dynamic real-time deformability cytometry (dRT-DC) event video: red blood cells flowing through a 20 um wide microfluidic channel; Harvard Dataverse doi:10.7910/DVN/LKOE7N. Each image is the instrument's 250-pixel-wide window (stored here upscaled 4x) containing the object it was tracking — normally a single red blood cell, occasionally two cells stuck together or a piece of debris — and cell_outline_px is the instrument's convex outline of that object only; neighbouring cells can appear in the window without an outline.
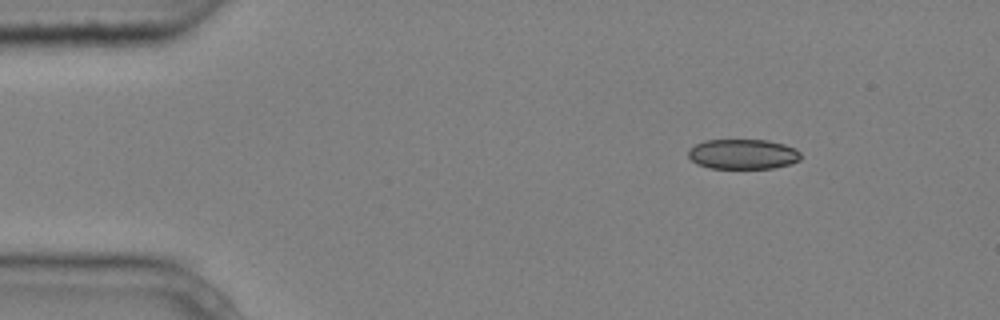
{"species": "common noctule bat (a hibernating species)", "species_latin": "Nyctalus noctula", "temperature_condition": "cold", "stored_images_in_passage": 4, "segment_of_instrument_passage": [1, 2], "camera_frame_rate_fps": 3000, "um_per_image_px": 0.085, "animal": {"sex": "male", "body_mass_g": 20.4}, "frame": {"image": 1, "passage_image": 1, "time_ms": 0.0, "image_size_px": [1000, 320], "cell_outline_px": [[800, 160], [788, 164], [772, 168], [708, 168], [696, 164], [688, 156], [688, 148], [704, 140], [768, 140], [784, 144], [796, 148], [800, 152]], "centroid_in_image_um": [63.12, 13.09], "position_along_channel_um": 21.9, "area_um2": 19.77}}
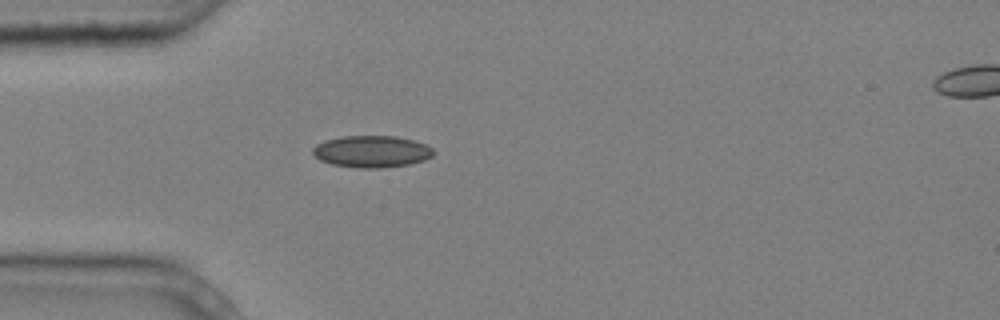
{"frame": {"image": 2, "passage_image": 3, "time_ms": 0.667, "image_size_px": [1000, 320], "cell_outline_px": [[432, 156], [424, 160], [408, 164], [380, 168], [360, 168], [332, 164], [320, 160], [312, 152], [312, 148], [316, 144], [324, 140], [344, 136], [396, 136], [416, 140], [432, 148]], "centroid_in_image_um": [31.58, 12.87], "position_along_channel_um": 53.4, "area_um2": 22.31}}